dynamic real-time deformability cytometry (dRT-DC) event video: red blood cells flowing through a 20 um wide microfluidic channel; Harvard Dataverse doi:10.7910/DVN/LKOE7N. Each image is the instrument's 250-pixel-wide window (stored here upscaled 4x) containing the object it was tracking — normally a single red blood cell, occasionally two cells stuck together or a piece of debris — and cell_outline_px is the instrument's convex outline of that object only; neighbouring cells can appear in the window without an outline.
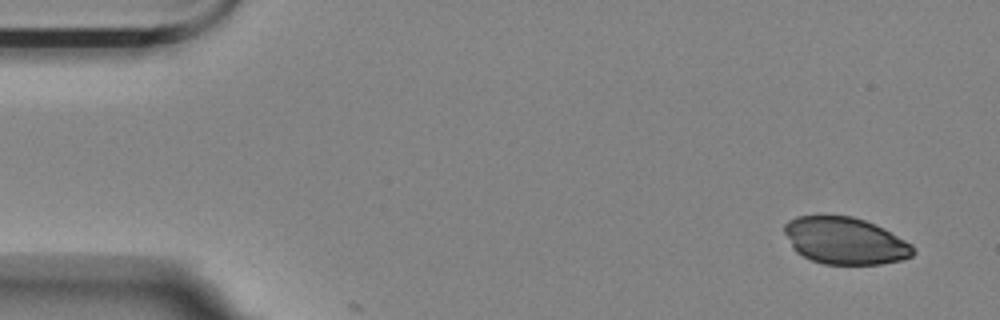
{"species": "Egyptian fruit bat (a non-hibernating species)", "species_latin": "Rousettus aegyptiacus", "temperature_condition": "room temperature", "stored_images_in_passage": 6, "camera_frame_rate_fps": 3000, "um_per_image_px": 0.085, "animal": {"sex": "female"}, "frame": {"image": 1, "passage_image": 1, "time_ms": 0.0, "image_size_px": [1000, 320], "cell_outline_px": [[916, 252], [912, 256], [900, 260], [880, 264], [824, 264], [812, 260], [796, 252], [792, 248], [784, 232], [784, 224], [788, 220], [796, 216], [852, 216], [864, 220], [884, 228], [912, 244]], "centroid_in_image_um": [71.83, 20.46], "position_along_channel_um": 13.2, "area_um2": 35.2}}